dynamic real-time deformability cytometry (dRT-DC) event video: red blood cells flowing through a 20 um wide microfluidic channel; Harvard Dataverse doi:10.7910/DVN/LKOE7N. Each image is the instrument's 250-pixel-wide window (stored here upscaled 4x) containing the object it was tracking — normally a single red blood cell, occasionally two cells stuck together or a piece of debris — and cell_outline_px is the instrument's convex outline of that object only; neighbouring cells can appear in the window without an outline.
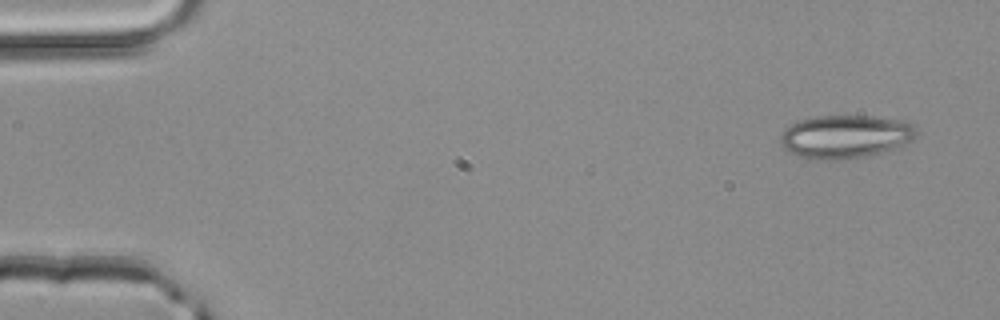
{"species": "common noctule bat (a hibernating species)", "species_latin": "Nyctalus noctula", "temperature_condition": "room temperature", "stored_images_in_passage": 4, "camera_frame_rate_fps": 3000, "um_per_image_px": 0.085, "animal": {"sex": "male", "body_mass_g": 20.4}, "frame": {"image": 1, "passage_image": 1, "time_ms": 0.0, "image_size_px": [1000, 320], "cell_outline_px": [[916, 136], [904, 148], [868, 156], [840, 160], [816, 160], [796, 156], [780, 144], [780, 136], [784, 128], [796, 120], [816, 116], [872, 116], [908, 120], [916, 128]], "centroid_in_image_um": [71.9, 11.62], "position_along_channel_um": 13.1, "area_um2": 35.32}}